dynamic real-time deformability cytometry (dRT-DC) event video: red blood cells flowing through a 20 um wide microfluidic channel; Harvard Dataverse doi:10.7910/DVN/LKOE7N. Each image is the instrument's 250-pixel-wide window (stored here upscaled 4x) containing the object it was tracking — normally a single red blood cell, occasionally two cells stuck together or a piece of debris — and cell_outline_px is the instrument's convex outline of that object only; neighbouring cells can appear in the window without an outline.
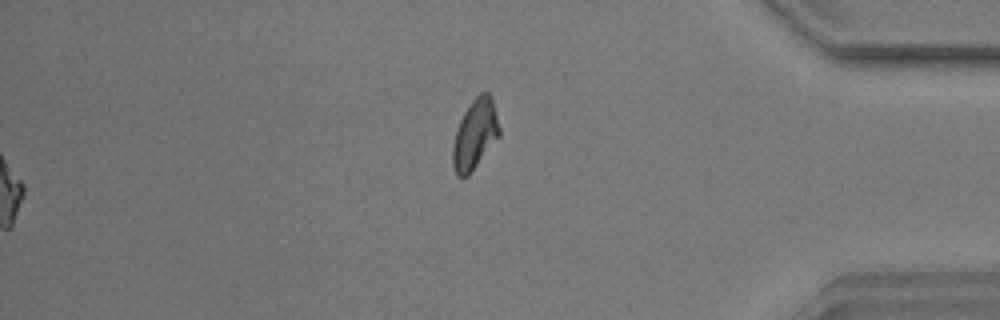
{"species": "common noctule bat (a hibernating species)", "species_latin": "Nyctalus noctula", "temperature_condition": "warm", "stored_images_in_passage": 57, "segment_of_instrument_passage": [2, 2], "camera_frame_rate_fps": 3000, "um_per_image_px": 0.085, "animal": {"sex": "male", "body_mass_g": 17.9}, "frame": {"image": 1, "passage_image": 57, "time_ms": 18.667, "image_size_px": [1000, 320], "cell_outline_px": [[500, 136], [468, 176], [456, 176], [452, 164], [452, 148], [456, 132], [460, 120], [464, 112], [472, 100], [480, 92], [488, 92], [492, 100], [500, 128]], "centroid_in_image_um": [40.37, 11.43], "position_along_channel_um": 394.8, "area_um2": 18.84}}